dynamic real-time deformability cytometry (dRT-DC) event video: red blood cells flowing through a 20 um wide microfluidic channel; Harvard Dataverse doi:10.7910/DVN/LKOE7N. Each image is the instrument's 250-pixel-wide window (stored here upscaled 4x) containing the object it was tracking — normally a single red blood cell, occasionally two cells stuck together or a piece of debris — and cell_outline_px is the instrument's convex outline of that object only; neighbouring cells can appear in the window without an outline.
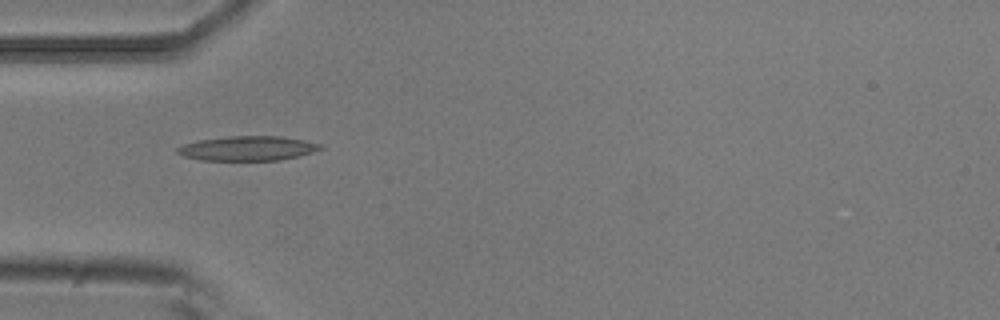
{"species": "common noctule bat (a hibernating species)", "species_latin": "Nyctalus noctula", "temperature_condition": "room temperature", "stored_images_in_passage": 6, "camera_frame_rate_fps": 3000, "um_per_image_px": 0.085, "animal": {"sex": "male", "body_mass_g": 20.5, "forearm_length_mm": 52.5}, "frame": {"image": 1, "passage_image": 4, "time_ms": 1.0, "image_size_px": [1000, 320], "cell_outline_px": [[324, 148], [312, 152], [280, 160], [200, 160], [184, 156], [176, 152], [176, 148], [184, 144], [200, 140], [228, 136], [280, 136], [304, 140], [324, 144]], "centroid_in_image_um": [21.07, 12.6], "position_along_channel_um": 63.9, "area_um2": 20.4}}
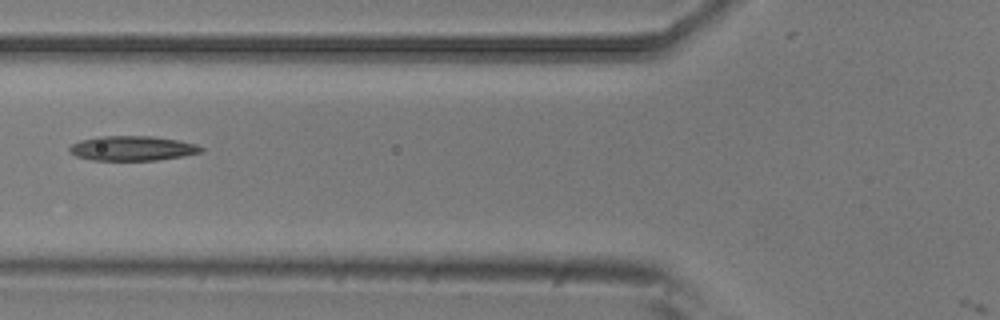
{"frame": {"image": 2, "passage_image": 5, "time_ms": 1.333, "image_size_px": [1000, 320], "cell_outline_px": [[204, 152], [184, 156], [156, 160], [92, 160], [76, 156], [68, 152], [68, 148], [72, 144], [80, 140], [100, 136], [152, 136], [176, 140], [196, 144], [204, 148]], "centroid_in_image_um": [11.25, 12.61], "position_along_channel_um": 114.6, "area_um2": 19.02}}
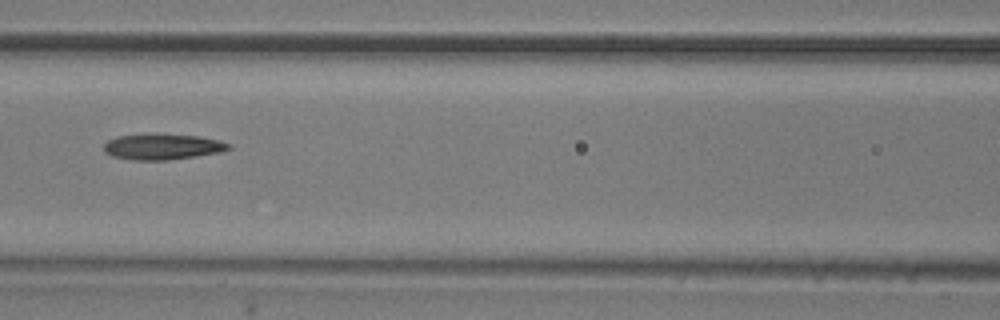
{"frame": {"image": 3, "passage_image": 6, "time_ms": 1.667, "image_size_px": [1000, 320], "cell_outline_px": [[232, 148], [220, 152], [196, 156], [168, 160], [132, 160], [112, 156], [104, 152], [104, 144], [108, 140], [120, 136], [156, 132], [200, 136], [220, 140], [232, 144]], "centroid_in_image_um": [13.84, 12.45], "position_along_channel_um": 152.8, "area_um2": 19.25}}